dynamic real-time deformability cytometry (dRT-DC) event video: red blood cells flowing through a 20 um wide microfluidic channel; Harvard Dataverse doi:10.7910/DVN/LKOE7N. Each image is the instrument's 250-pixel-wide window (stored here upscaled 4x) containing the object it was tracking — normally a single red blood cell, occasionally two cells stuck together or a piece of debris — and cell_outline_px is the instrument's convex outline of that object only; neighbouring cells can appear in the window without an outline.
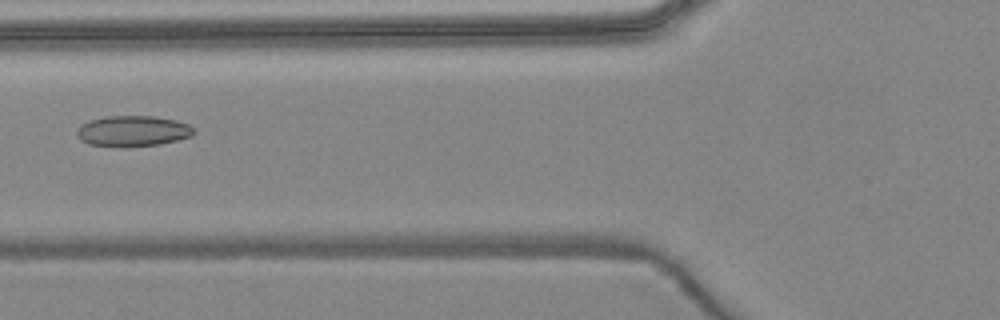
{"species": "common noctule bat (a hibernating species)", "species_latin": "Nyctalus noctula", "temperature_condition": "warm", "stored_images_in_passage": 7, "camera_frame_rate_fps": 3000, "um_per_image_px": 0.085, "animal": {"sex": "female", "body_mass_g": 24.6, "forearm_length_mm": 56.2}, "frame": {"image": 1, "passage_image": 6, "time_ms": 6.0, "image_size_px": [1000, 320], "cell_outline_px": [[196, 132], [192, 136], [160, 144], [88, 144], [80, 140], [76, 136], [76, 132], [80, 124], [88, 120], [108, 116], [152, 116], [176, 120], [188, 124], [196, 128]], "centroid_in_image_um": [11.31, 11.09], "position_along_channel_um": 114.5, "area_um2": 20.35}}
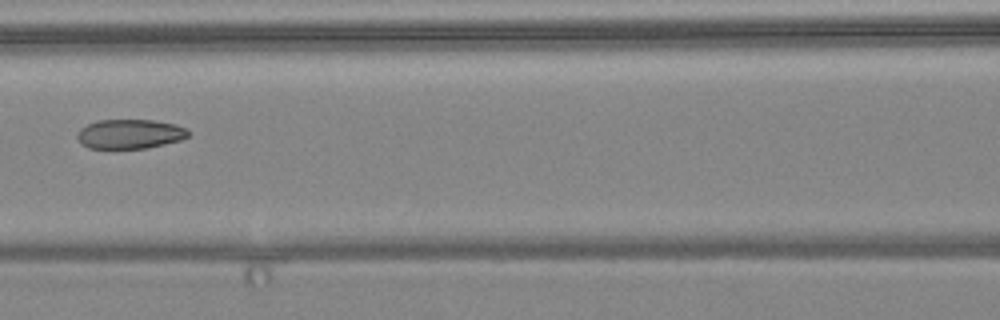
{"frame": {"image": 2, "passage_image": 7, "time_ms": 7.0, "image_size_px": [1000, 320], "cell_outline_px": [[188, 136], [180, 140], [164, 144], [144, 148], [88, 148], [80, 144], [76, 136], [80, 128], [96, 120], [152, 120], [176, 124], [188, 128]], "centroid_in_image_um": [11.01, 11.38], "position_along_channel_um": 155.6, "area_um2": 19.07}}